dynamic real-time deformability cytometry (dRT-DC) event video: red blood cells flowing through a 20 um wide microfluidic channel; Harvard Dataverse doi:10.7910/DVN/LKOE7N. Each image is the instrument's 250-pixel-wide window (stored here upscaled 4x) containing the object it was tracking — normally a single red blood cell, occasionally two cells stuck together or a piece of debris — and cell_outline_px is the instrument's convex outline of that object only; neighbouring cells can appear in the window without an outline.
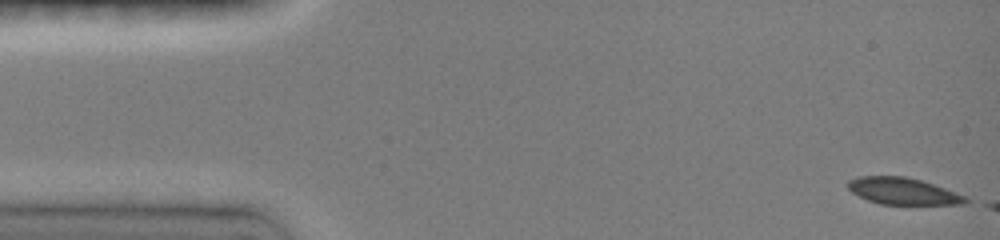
{"species": "common noctule bat (a hibernating species)", "species_latin": "Nyctalus noctula", "temperature_condition": "room temperature", "stored_images_in_passage": 5, "camera_frame_rate_fps": 3000, "um_per_image_px": 0.085, "animal": {"sex": "female", "body_mass_g": 19.0, "forearm_length_mm": 51.5}, "frame": {"image": 1, "passage_image": 1, "time_ms": 0.0, "image_size_px": [1000, 240], "cell_outline_px": [[968, 200], [964, 204], [880, 204], [868, 200], [852, 192], [848, 188], [848, 180], [856, 176], [904, 176], [920, 180], [968, 196]], "centroid_in_image_um": [76.74, 16.24], "position_along_channel_um": 8.3, "area_um2": 18.21}}